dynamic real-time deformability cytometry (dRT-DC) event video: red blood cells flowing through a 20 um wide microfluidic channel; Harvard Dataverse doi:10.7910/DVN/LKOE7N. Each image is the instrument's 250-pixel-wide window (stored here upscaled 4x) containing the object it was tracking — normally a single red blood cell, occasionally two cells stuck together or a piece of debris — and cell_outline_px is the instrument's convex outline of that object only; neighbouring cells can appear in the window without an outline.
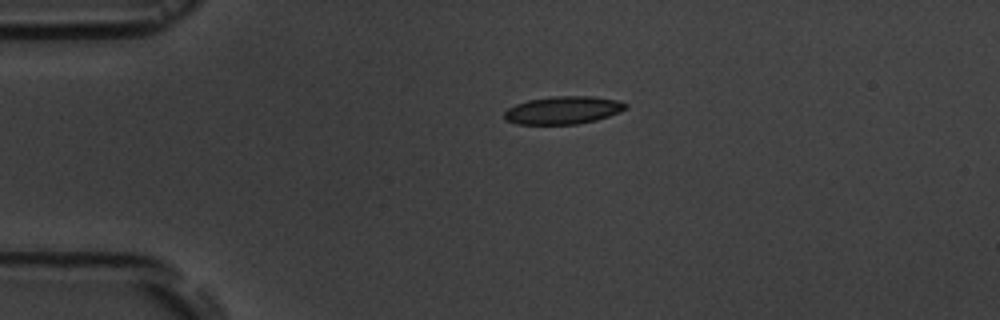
{"species": "common noctule bat (a hibernating species)", "species_latin": "Nyctalus noctula", "temperature_condition": "room temperature", "stored_images_in_passage": 2, "camera_frame_rate_fps": 3000, "um_per_image_px": 0.085, "animal": {"sex": "male", "body_mass_g": 19.5, "forearm_length_mm": 54.6}, "frame": {"image": 1, "passage_image": 1, "time_ms": 0.0, "image_size_px": [1000, 320], "cell_outline_px": [[628, 108], [620, 112], [596, 120], [576, 124], [516, 124], [504, 120], [504, 112], [508, 108], [516, 104], [528, 100], [552, 96], [592, 96], [620, 100], [628, 104]], "centroid_in_image_um": [47.88, 9.36], "position_along_channel_um": 37.1, "area_um2": 19.83}}